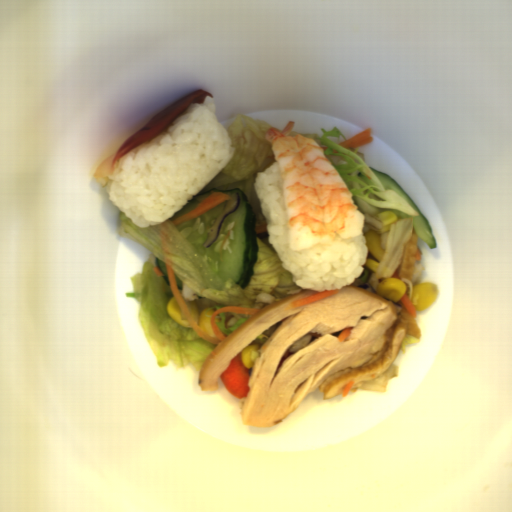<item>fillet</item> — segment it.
<instances>
[{
  "label": "fillet",
  "instance_id": "1",
  "mask_svg": "<svg viewBox=\"0 0 512 512\" xmlns=\"http://www.w3.org/2000/svg\"><path fill=\"white\" fill-rule=\"evenodd\" d=\"M207 96L212 99L214 96L203 89H196L181 99L168 105L154 115L143 127L126 139L113 154L104 158L93 172V177L102 188L112 183L117 161L133 149L146 143H152L159 136L169 131L173 123L184 114L191 104L203 105Z\"/></svg>",
  "mask_w": 512,
  "mask_h": 512
}]
</instances>
